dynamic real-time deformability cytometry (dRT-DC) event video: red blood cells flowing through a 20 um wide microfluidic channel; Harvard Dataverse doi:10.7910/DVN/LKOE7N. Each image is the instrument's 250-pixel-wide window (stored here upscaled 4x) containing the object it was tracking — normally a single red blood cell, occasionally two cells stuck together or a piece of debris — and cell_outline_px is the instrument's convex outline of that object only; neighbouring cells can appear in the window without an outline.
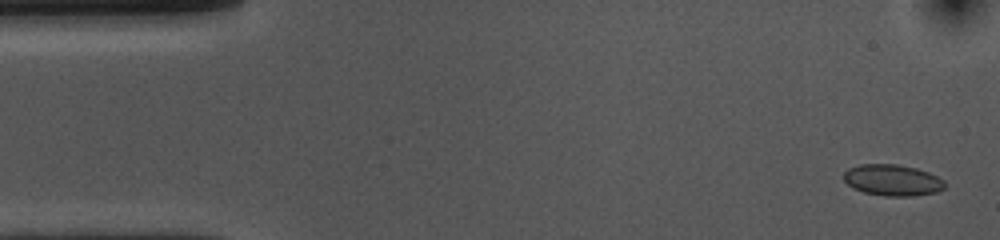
{"species": "common noctule bat (a hibernating species)", "species_latin": "Nyctalus noctula", "temperature_condition": "cold", "stored_images_in_passage": 53, "camera_frame_rate_fps": 3000, "um_per_image_px": 0.085, "animal": {"sex": "female", "body_mass_g": 10.0, "forearm_length_mm": 53.1}, "frame": {"image": 1, "passage_image": 2, "time_ms": 0.333, "image_size_px": [1000, 240], "cell_outline_px": [[948, 184], [944, 188], [936, 192], [912, 196], [884, 196], [864, 192], [852, 188], [844, 180], [844, 172], [848, 168], [860, 164], [896, 164], [916, 168], [928, 172], [944, 180]], "centroid_in_image_um": [75.87, 15.31], "position_along_channel_um": 9.1, "area_um2": 18.5}}
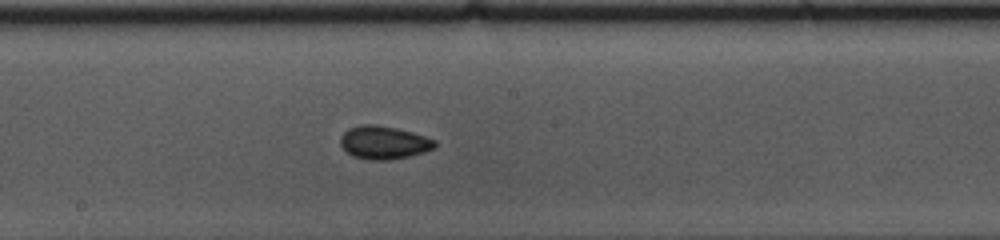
{"frame": {"image": 2, "passage_image": 27, "time_ms": 8.667, "image_size_px": [1000, 240], "cell_outline_px": [[436, 148], [424, 152], [408, 156], [388, 160], [368, 160], [352, 156], [340, 144], [340, 136], [348, 128], [360, 124], [376, 124], [396, 128], [412, 132], [436, 140]], "centroid_in_image_um": [32.61, 12.11], "position_along_channel_um": 215.6, "area_um2": 18.32}}
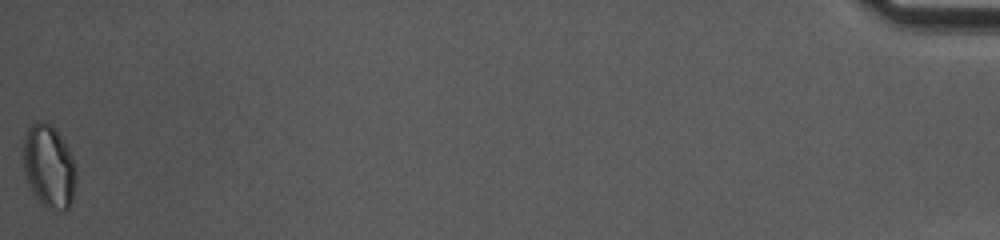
{"frame": {"image": 3, "passage_image": 53, "time_ms": 17.333, "image_size_px": [1000, 240], "cell_outline_px": [[76, 184], [72, 200], [68, 208], [64, 212], [60, 212], [48, 208], [40, 204], [32, 192], [24, 172], [24, 136], [28, 128], [36, 120], [44, 120], [52, 124], [56, 128], [64, 140], [76, 164]], "centroid_in_image_um": [4.18, 14.14], "position_along_channel_um": 431.0, "area_um2": 26.18}, "authors_computed_cell_mechanics": {"area_um2": 17.7446, "velocity_mm_per_s": 3.7053, "shape_relaxation_time_tau1_ms": 2.9053, "shape_relaxation_time_tau2_ms": 2.874, "deformation_change_tau1": 0.0664, "deformation_change_tau2": 0.0457}}